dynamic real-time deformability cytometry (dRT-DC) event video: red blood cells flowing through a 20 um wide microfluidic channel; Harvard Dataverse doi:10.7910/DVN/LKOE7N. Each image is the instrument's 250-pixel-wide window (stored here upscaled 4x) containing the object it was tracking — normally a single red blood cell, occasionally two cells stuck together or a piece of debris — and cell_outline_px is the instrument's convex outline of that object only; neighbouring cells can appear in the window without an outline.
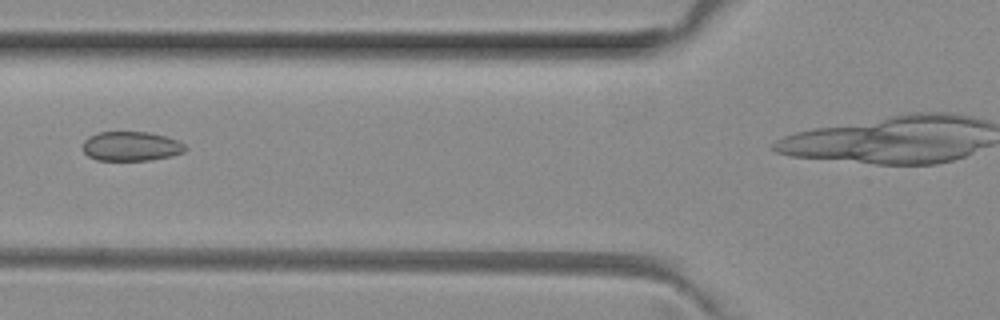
{"species": "common noctule bat (a hibernating species)", "species_latin": "Nyctalus noctula", "temperature_condition": "room temperature", "stored_images_in_passage": 4, "camera_frame_rate_fps": 3000, "um_per_image_px": 0.085, "animal": {"sex": "female", "body_mass_g": 29.2, "forearm_length_mm": 56.3}, "frame": {"image": 1, "passage_image": 3, "time_ms": 0.667, "image_size_px": [1000, 320], "cell_outline_px": [[188, 148], [184, 152], [172, 156], [152, 160], [96, 160], [88, 156], [84, 152], [84, 140], [88, 136], [100, 132], [148, 132], [164, 136], [176, 140], [184, 144]], "centroid_in_image_um": [11.15, 12.44], "position_along_channel_um": 114.6, "area_um2": 17.57}}